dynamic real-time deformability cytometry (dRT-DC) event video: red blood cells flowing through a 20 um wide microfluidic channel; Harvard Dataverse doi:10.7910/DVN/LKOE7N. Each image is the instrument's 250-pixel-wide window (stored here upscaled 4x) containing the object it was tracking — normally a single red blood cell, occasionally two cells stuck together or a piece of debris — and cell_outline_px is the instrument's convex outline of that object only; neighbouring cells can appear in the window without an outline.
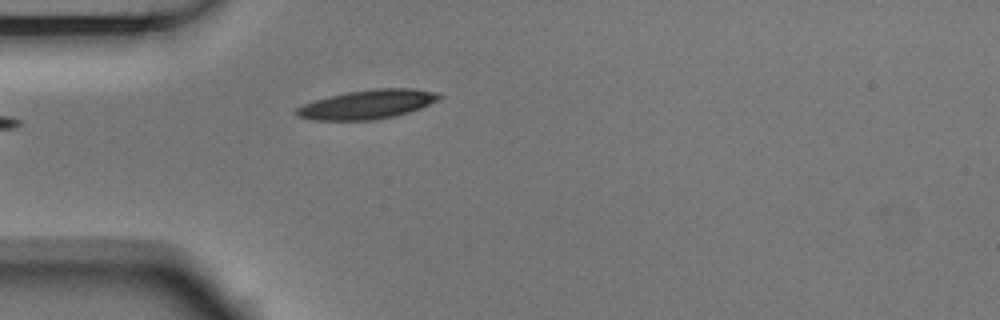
{"species": "Egyptian fruit bat (a non-hibernating species)", "species_latin": "Rousettus aegyptiacus", "temperature_condition": "room temperature", "stored_images_in_passage": 1, "camera_frame_rate_fps": 3000, "um_per_image_px": 0.085, "animal": {"sex": "male"}, "frame": {"image": 1, "passage_image": 1, "time_ms": 0.0, "image_size_px": [1000, 320], "cell_outline_px": [[440, 96], [436, 100], [420, 108], [408, 112], [392, 116], [372, 120], [312, 120], [296, 116], [296, 108], [304, 104], [316, 100], [348, 92], [376, 88], [408, 88], [440, 92]], "centroid_in_image_um": [31.21, 8.87], "position_along_channel_um": 53.8, "area_um2": 23.76}}